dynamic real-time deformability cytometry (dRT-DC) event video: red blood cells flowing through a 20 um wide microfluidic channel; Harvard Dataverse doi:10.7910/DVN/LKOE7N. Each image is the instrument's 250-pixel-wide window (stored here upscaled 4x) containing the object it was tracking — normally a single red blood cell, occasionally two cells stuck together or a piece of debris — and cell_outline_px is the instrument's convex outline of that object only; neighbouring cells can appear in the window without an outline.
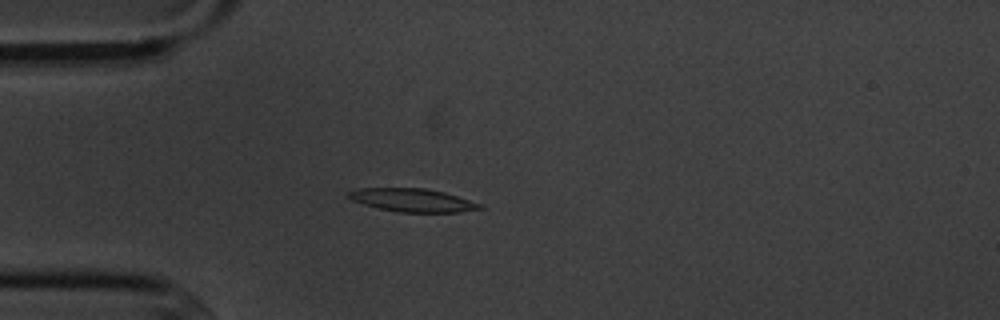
{"species": "common noctule bat (a hibernating species)", "species_latin": "Nyctalus noctula", "temperature_condition": "cold", "stored_images_in_passage": 3, "camera_frame_rate_fps": 3000, "um_per_image_px": 0.085, "animal": {"sex": "male", "body_mass_g": 20.1, "forearm_length_mm": 53.5}, "frame": {"image": 1, "passage_image": 3, "time_ms": 2.333, "image_size_px": [1000, 320], "cell_outline_px": [[484, 208], [460, 212], [396, 212], [364, 204], [352, 200], [344, 196], [348, 192], [360, 188], [424, 188], [444, 192], [480, 204]], "centroid_in_image_um": [35.01, 17.01], "position_along_channel_um": 50.0, "area_um2": 17.57}}